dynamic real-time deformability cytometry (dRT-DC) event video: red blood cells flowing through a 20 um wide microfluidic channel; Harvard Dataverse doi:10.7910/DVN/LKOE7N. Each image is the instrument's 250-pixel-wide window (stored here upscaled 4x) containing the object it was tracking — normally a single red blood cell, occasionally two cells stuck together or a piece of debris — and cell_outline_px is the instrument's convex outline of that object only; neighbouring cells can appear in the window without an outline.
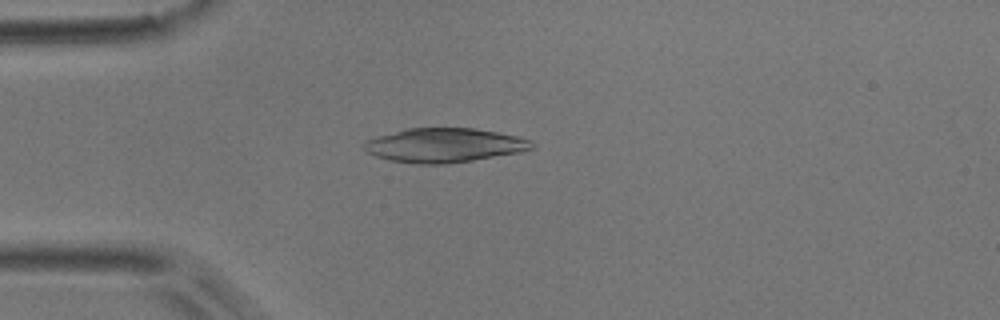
{"species": "common noctule bat (a hibernating species)", "species_latin": "Nyctalus noctula", "temperature_condition": "room temperature", "stored_images_in_passage": 42, "camera_frame_rate_fps": 3000, "um_per_image_px": 0.085, "animal": {"sex": "male", "body_mass_g": 17.9}, "frame": {"image": 1, "passage_image": 5, "time_ms": 1.333, "image_size_px": [1000, 320], "cell_outline_px": [[536, 144], [532, 148], [520, 152], [472, 160], [444, 164], [416, 164], [392, 160], [376, 156], [368, 152], [364, 148], [364, 140], [376, 136], [408, 128], [472, 128], [496, 132], [516, 136], [532, 140]], "centroid_in_image_um": [37.76, 12.34], "position_along_channel_um": 47.2, "area_um2": 33.23}}
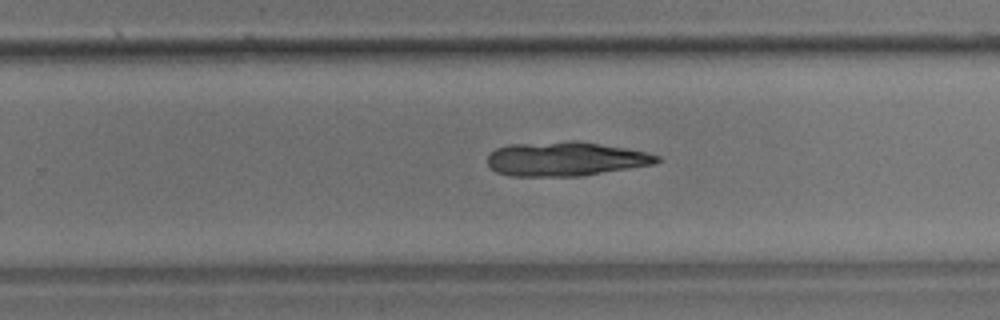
{"frame": {"image": 2, "passage_image": 24, "time_ms": 7.667, "image_size_px": [1000, 320], "cell_outline_px": [[660, 160], [656, 164], [580, 176], [508, 176], [496, 172], [488, 164], [488, 156], [496, 148], [508, 144], [568, 140], [576, 140], [624, 148], [644, 152], [660, 156]], "centroid_in_image_um": [48.05, 13.5], "position_along_channel_um": 281.8, "area_um2": 33.87}}
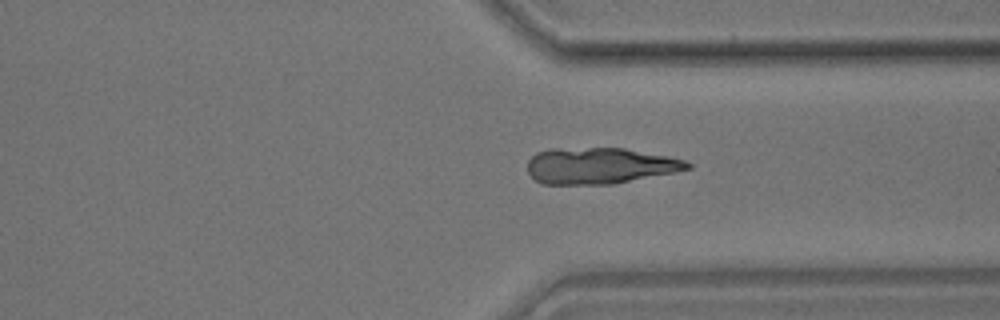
{"frame": {"image": 3, "passage_image": 30, "time_ms": 9.667, "image_size_px": [1000, 320], "cell_outline_px": [[692, 168], [676, 172], [612, 184], [540, 184], [528, 172], [528, 160], [536, 152], [552, 148], [624, 148], [668, 156], [684, 160], [692, 164]], "centroid_in_image_um": [50.98, 14.08], "position_along_channel_um": 360.4, "area_um2": 33.81}}